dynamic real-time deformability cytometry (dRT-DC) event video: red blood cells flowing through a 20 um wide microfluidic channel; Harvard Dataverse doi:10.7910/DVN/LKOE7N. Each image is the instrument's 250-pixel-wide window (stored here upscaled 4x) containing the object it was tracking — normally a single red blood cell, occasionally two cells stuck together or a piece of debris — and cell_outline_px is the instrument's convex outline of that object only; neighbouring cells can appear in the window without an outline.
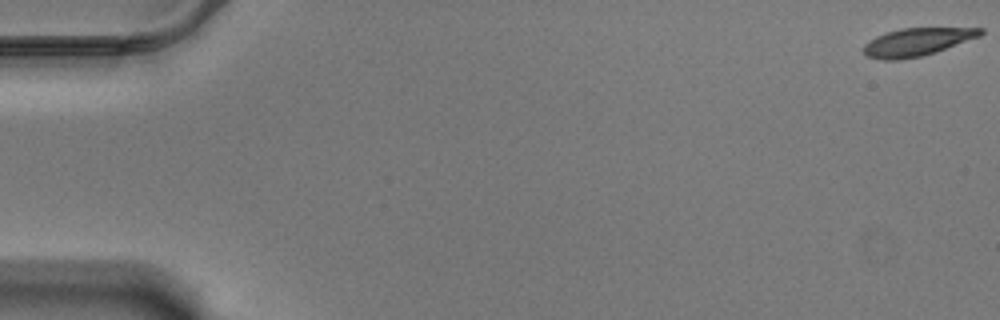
{"species": "Egyptian fruit bat (a non-hibernating species)", "species_latin": "Rousettus aegyptiacus", "temperature_condition": "warm", "stored_images_in_passage": 13, "camera_frame_rate_fps": 3000, "um_per_image_px": 0.085, "animal": {"sex": "male"}, "frame": {"image": 1, "passage_image": 1, "time_ms": 0.0, "image_size_px": [1000, 320], "cell_outline_px": [[984, 32], [980, 36], [936, 52], [920, 56], [900, 60], [884, 60], [868, 56], [864, 52], [864, 44], [876, 36], [900, 28], [984, 28]], "centroid_in_image_um": [77.96, 3.56], "position_along_channel_um": 7.0, "area_um2": 18.79}}